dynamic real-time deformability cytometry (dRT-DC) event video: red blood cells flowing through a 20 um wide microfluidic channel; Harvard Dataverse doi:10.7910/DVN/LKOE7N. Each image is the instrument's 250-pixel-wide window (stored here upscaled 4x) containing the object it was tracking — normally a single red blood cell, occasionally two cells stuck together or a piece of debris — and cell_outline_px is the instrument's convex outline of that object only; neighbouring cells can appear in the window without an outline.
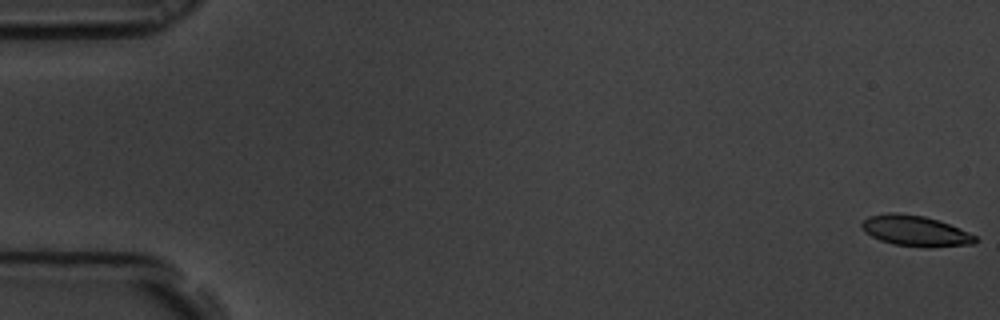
{"species": "common noctule bat (a hibernating species)", "species_latin": "Nyctalus noctula", "temperature_condition": "room temperature", "stored_images_in_passage": 60, "camera_frame_rate_fps": 3000, "um_per_image_px": 0.085, "animal": {"sex": "male", "body_mass_g": 19.5, "forearm_length_mm": 54.6}, "frame": {"image": 1, "passage_image": 1, "time_ms": 0.0, "image_size_px": [1000, 320], "cell_outline_px": [[976, 244], [928, 248], [892, 244], [880, 240], [864, 232], [860, 224], [868, 216], [888, 212], [896, 212], [924, 216], [940, 220], [960, 228], [976, 236]], "centroid_in_image_um": [77.81, 19.62], "position_along_channel_um": 7.2, "area_um2": 20.58}}
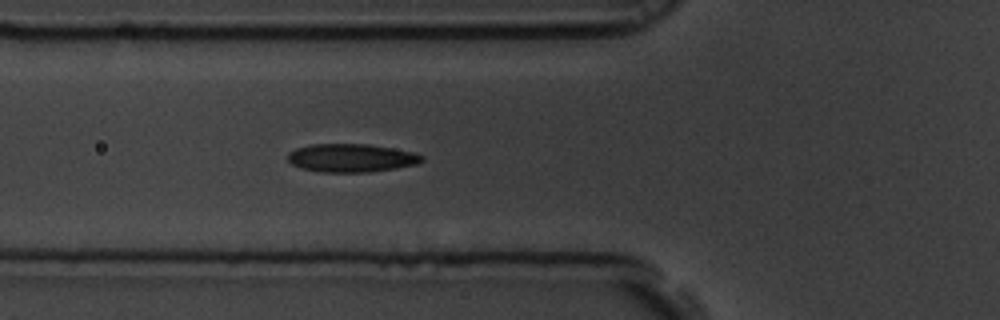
{"frame": {"image": 2, "passage_image": 22, "time_ms": 7.0, "image_size_px": [1000, 320], "cell_outline_px": [[424, 160], [416, 164], [396, 168], [368, 172], [320, 172], [300, 168], [292, 164], [288, 160], [288, 152], [296, 148], [312, 144], [368, 144], [392, 148], [412, 152], [424, 156]], "centroid_in_image_um": [29.84, 13.42], "position_along_channel_um": 96.0, "area_um2": 22.08}}
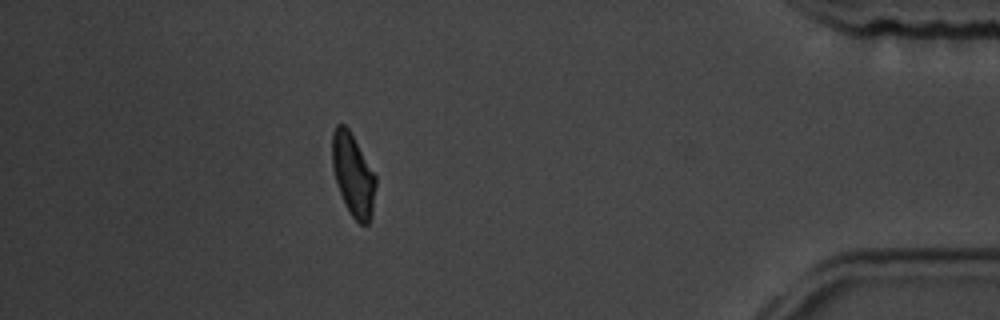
{"frame": {"image": 3, "passage_image": 53, "time_ms": 17.333, "image_size_px": [1000, 320], "cell_outline_px": [[376, 184], [372, 216], [368, 224], [360, 224], [352, 216], [344, 204], [332, 168], [332, 132], [336, 124], [344, 124], [348, 128], [376, 176]], "centroid_in_image_um": [30.01, 14.87], "position_along_channel_um": 405.2, "area_um2": 20.81}, "authors_computed_cell_mechanics": {"area_um2": 21.6172, "velocity_mm_per_s": 3.4547, "shape_relaxation_time_tau1_ms": 6.0259, "shape_relaxation_time_tau2_ms": 1.7606, "deformation_change_tau1": 0.1381, "deformation_change_tau2": 0.0673}}